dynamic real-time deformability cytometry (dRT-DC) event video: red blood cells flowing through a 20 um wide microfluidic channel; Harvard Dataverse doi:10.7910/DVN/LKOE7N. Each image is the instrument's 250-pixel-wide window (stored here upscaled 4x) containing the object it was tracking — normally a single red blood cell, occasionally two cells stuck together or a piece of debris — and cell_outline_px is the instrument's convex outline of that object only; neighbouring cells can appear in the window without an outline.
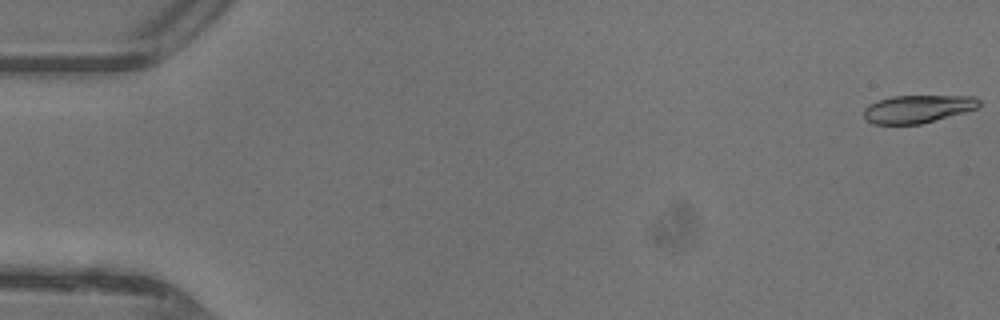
{"species": "common noctule bat (a hibernating species)", "species_latin": "Nyctalus noctula", "temperature_condition": "warm", "stored_images_in_passage": 47, "camera_frame_rate_fps": 3000, "um_per_image_px": 0.085, "animal": {"sex": "female"}, "frame": {"image": 1, "passage_image": 1, "time_ms": 0.0, "image_size_px": [1000, 320], "cell_outline_px": [[980, 108], [920, 124], [872, 124], [864, 120], [864, 108], [868, 104], [892, 96], [972, 96], [980, 100]], "centroid_in_image_um": [77.99, 9.26], "position_along_channel_um": 7.0, "area_um2": 18.79}}
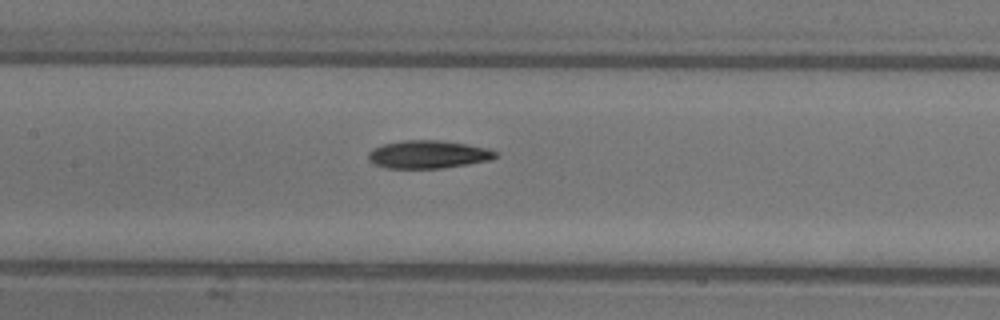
{"frame": {"image": 2, "passage_image": 23, "time_ms": 7.333, "image_size_px": [1000, 320], "cell_outline_px": [[500, 156], [492, 160], [440, 168], [384, 168], [372, 164], [368, 160], [368, 152], [372, 148], [384, 144], [404, 140], [440, 140], [488, 148], [496, 152]], "centroid_in_image_um": [36.37, 13.13], "position_along_channel_um": 171.0, "area_um2": 20.81}}
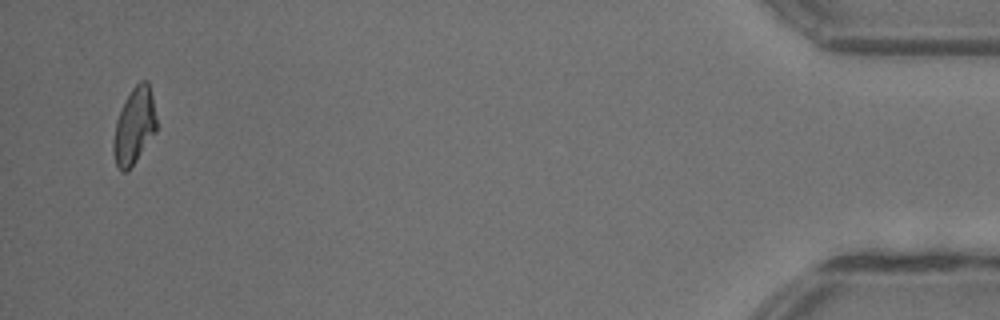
{"frame": {"image": 3, "passage_image": 46, "time_ms": 15.0, "image_size_px": [1000, 320], "cell_outline_px": [[156, 132], [136, 160], [124, 172], [120, 172], [116, 164], [112, 152], [112, 140], [116, 120], [132, 88], [140, 80], [148, 80], [152, 96], [156, 116]], "centroid_in_image_um": [11.4, 10.72], "position_along_channel_um": 423.8, "area_um2": 19.02}, "authors_computed_cell_mechanics": {"area_um2": 19.8832, "velocity_mm_per_s": 4.4335, "shape_relaxation_time_tau1_ms": null, "shape_relaxation_time_tau2_ms": 7.7386, "deformation_change_tau1": null, "deformation_change_tau2": 0.1944}}